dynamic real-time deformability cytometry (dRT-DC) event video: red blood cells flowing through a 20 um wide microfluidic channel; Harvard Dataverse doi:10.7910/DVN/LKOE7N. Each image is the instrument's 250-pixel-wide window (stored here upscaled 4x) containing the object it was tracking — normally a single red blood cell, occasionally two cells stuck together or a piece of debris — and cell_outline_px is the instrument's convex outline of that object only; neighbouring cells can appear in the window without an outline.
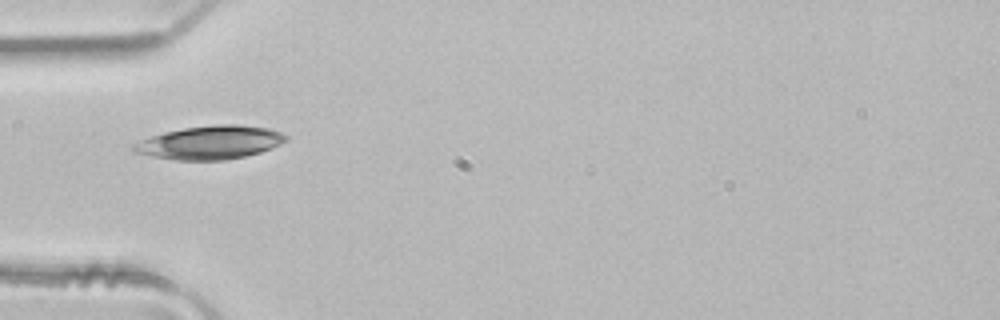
{"species": "common noctule bat (a hibernating species)", "species_latin": "Nyctalus noctula", "temperature_condition": "room temperature", "stored_images_in_passage": 2, "camera_frame_rate_fps": 3000, "um_per_image_px": 0.085, "animal": {"sex": "male", "body_mass_g": 21.5, "forearm_length_mm": 52.0}, "frame": {"image": 1, "passage_image": 2, "time_ms": 0.333, "image_size_px": [1000, 320], "cell_outline_px": [[288, 140], [280, 144], [260, 152], [244, 156], [224, 160], [176, 160], [152, 156], [136, 152], [132, 148], [132, 144], [140, 140], [164, 132], [184, 128], [216, 124], [236, 124], [268, 128], [280, 132], [288, 136]], "centroid_in_image_um": [17.87, 12.11], "position_along_channel_um": 67.1, "area_um2": 29.48}}